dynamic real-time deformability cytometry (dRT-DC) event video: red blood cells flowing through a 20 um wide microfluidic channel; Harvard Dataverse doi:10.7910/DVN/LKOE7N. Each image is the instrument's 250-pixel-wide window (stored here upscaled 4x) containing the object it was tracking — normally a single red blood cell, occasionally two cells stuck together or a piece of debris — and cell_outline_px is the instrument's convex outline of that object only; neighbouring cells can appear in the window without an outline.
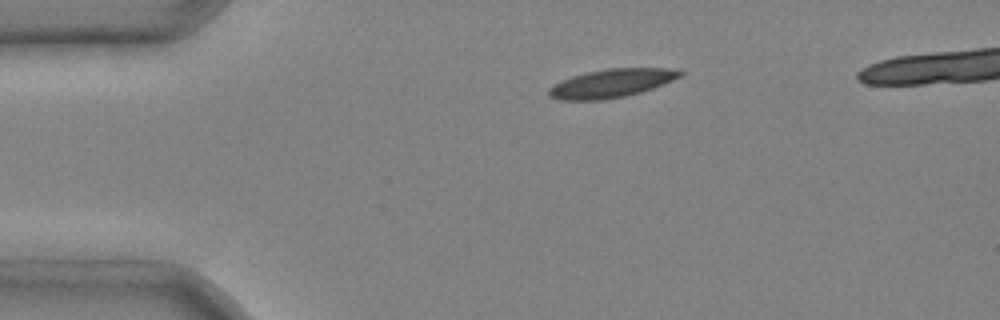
{"species": "common noctule bat (a hibernating species)", "species_latin": "Nyctalus noctula", "temperature_condition": "cold", "stored_images_in_passage": 3, "camera_frame_rate_fps": 3000, "um_per_image_px": 0.085, "animal": {"sex": "male", "body_mass_g": 20.4}, "frame": {"image": 1, "passage_image": 1, "time_ms": 0.0, "image_size_px": [1000, 320], "cell_outline_px": [[688, 72], [672, 80], [652, 88], [640, 92], [624, 96], [604, 100], [556, 100], [548, 96], [548, 88], [552, 84], [572, 76], [588, 72], [608, 68], [668, 68]], "centroid_in_image_um": [51.93, 7.08], "position_along_channel_um": 33.1, "area_um2": 21.79}}